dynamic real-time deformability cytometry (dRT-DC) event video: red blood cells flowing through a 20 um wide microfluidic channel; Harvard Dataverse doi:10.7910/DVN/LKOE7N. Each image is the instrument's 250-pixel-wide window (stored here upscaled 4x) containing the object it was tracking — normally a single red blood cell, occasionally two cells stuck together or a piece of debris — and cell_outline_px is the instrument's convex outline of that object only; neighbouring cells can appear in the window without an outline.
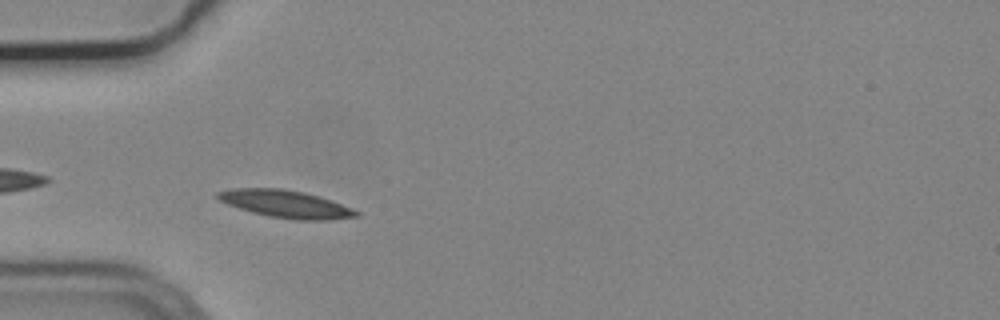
{"species": "common noctule bat (a hibernating species)", "species_latin": "Nyctalus noctula", "temperature_condition": "cold", "stored_images_in_passage": 3, "camera_frame_rate_fps": 3000, "um_per_image_px": 0.085, "animal": {"sex": "male", "body_mass_g": 19.2, "forearm_length_mm": 51.8}, "frame": {"image": 1, "passage_image": 2, "time_ms": 0.333, "image_size_px": [1000, 320], "cell_outline_px": [[360, 216], [332, 220], [296, 220], [268, 216], [252, 212], [228, 204], [220, 200], [216, 196], [216, 192], [228, 188], [284, 188], [304, 192], [320, 196], [352, 208], [360, 212]], "centroid_in_image_um": [24.31, 17.33], "position_along_channel_um": 60.7, "area_um2": 22.37}}
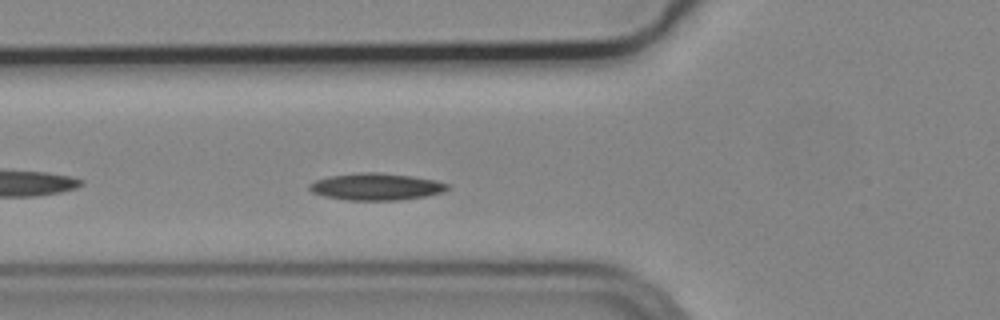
{"frame": {"image": 2, "passage_image": 3, "time_ms": 0.667, "image_size_px": [1000, 320], "cell_outline_px": [[448, 188], [444, 192], [424, 196], [400, 200], [348, 200], [324, 196], [312, 192], [308, 188], [308, 184], [316, 180], [328, 176], [360, 172], [380, 172], [412, 176], [436, 180], [448, 184]], "centroid_in_image_um": [31.95, 15.86], "position_along_channel_um": 93.8, "area_um2": 21.73}}